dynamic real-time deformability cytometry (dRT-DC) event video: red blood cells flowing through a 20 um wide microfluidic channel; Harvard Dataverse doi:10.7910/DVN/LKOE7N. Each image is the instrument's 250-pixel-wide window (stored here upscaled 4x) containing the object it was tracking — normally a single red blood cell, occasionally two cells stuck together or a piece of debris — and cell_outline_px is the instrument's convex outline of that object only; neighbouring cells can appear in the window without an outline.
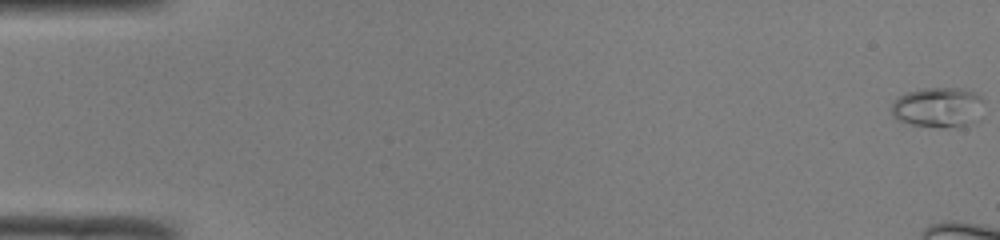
{"species": "common noctule bat (a hibernating species)", "species_latin": "Nyctalus noctula", "temperature_condition": "room temperature", "stored_images_in_passage": 12, "camera_frame_rate_fps": 3000, "um_per_image_px": 0.085, "animal": {"sex": "male", "body_mass_g": 19.0, "forearm_length_mm": 50.8}, "frame": {"image": 1, "passage_image": 1, "time_ms": 0.0, "image_size_px": [1000, 240], "cell_outline_px": [[980, 100], [964, 124], [956, 128], [940, 128], [908, 124], [896, 120], [892, 116], [892, 104], [900, 96], [908, 92], [920, 88], [956, 88], [972, 92], [980, 96]], "centroid_in_image_um": [79.51, 9.12], "position_along_channel_um": 5.5, "area_um2": 20.4}}